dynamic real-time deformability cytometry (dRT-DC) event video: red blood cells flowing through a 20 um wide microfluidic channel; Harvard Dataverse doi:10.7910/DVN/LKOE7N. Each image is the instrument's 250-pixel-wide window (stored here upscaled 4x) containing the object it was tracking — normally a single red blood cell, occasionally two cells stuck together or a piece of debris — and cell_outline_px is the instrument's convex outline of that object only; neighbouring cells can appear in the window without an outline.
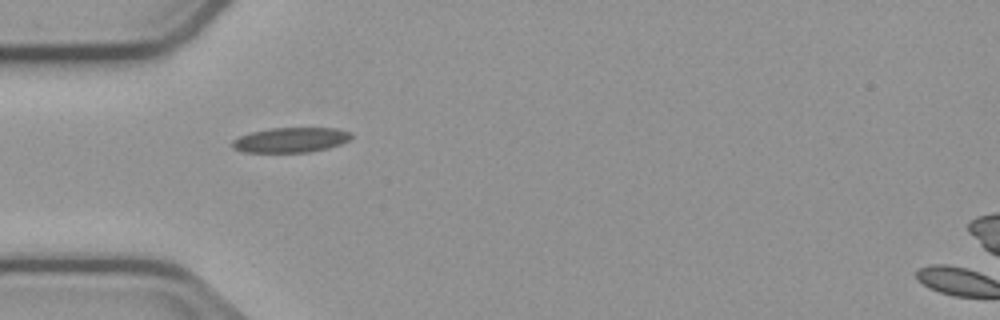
{"species": "common noctule bat (a hibernating species)", "species_latin": "Nyctalus noctula", "temperature_condition": "cold", "stored_images_in_passage": 39, "camera_frame_rate_fps": 3000, "um_per_image_px": 0.085, "animal": {"sex": "male", "body_mass_g": 23.1, "forearm_length_mm": 52.7}, "frame": {"image": 1, "passage_image": 1, "time_ms": 0.0, "image_size_px": [1000, 320], "cell_outline_px": [[352, 136], [348, 140], [340, 144], [328, 148], [308, 152], [244, 152], [232, 148], [232, 140], [240, 136], [252, 132], [272, 128], [336, 128], [348, 132]], "centroid_in_image_um": [24.68, 11.9], "position_along_channel_um": 60.3, "area_um2": 17.11}}
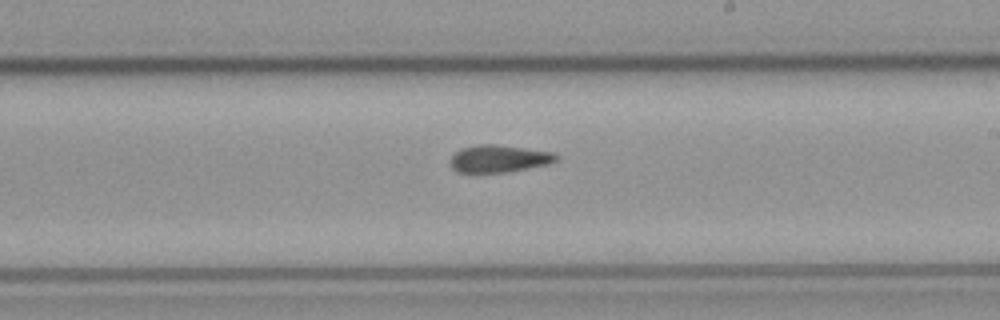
{"frame": {"image": 2, "passage_image": 16, "time_ms": 5.0, "image_size_px": [1000, 320], "cell_outline_px": [[556, 160], [548, 164], [504, 172], [456, 172], [452, 168], [452, 156], [460, 148], [476, 144], [496, 144], [552, 152], [556, 156]], "centroid_in_image_um": [42.36, 13.47], "position_along_channel_um": 246.6, "area_um2": 16.53}}
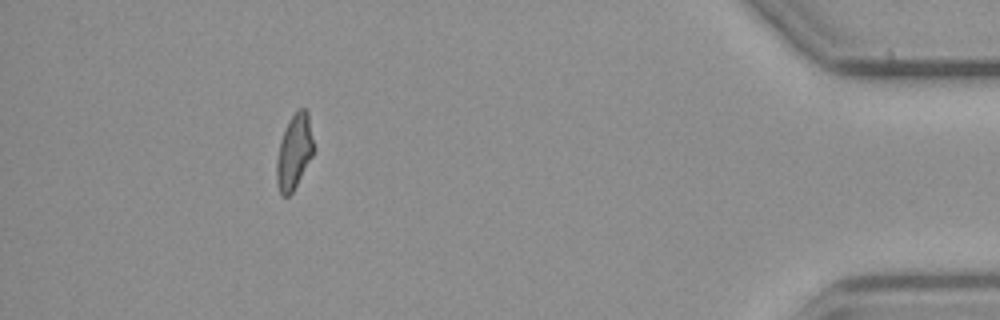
{"frame": {"image": 3, "passage_image": 34, "time_ms": 11.0, "image_size_px": [1000, 320], "cell_outline_px": [[312, 156], [292, 192], [288, 196], [284, 196], [280, 192], [276, 180], [276, 160], [280, 140], [288, 120], [300, 108], [304, 108], [308, 112], [312, 140]], "centroid_in_image_um": [24.97, 12.9], "position_along_channel_um": 410.2, "area_um2": 15.72}, "authors_computed_cell_mechanics": {"area_um2": 16.8198, "velocity_mm_per_s": 3.7522, "shape_relaxation_time_tau1_ms": null, "shape_relaxation_time_tau2_ms": 6.3236, "deformation_change_tau1": null, "deformation_change_tau2": 0.1292}}